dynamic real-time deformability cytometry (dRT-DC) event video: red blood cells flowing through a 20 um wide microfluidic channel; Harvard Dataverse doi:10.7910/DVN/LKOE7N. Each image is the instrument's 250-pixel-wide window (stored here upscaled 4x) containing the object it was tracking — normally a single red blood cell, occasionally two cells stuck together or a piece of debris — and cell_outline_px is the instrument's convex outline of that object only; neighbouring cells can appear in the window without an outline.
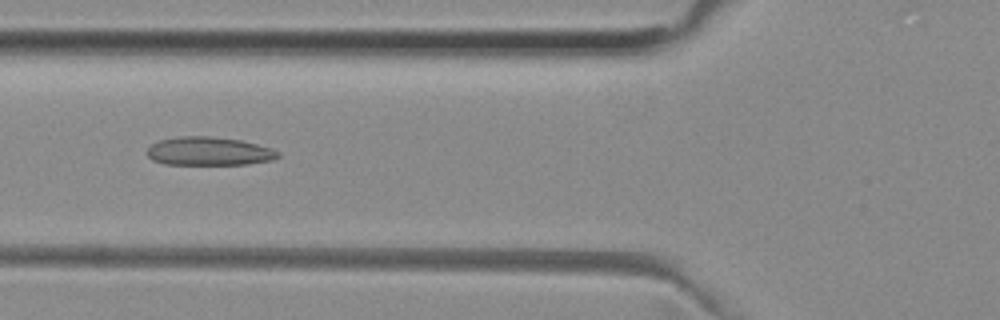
{"species": "common noctule bat (a hibernating species)", "species_latin": "Nyctalus noctula", "temperature_condition": "room temperature", "stored_images_in_passage": 36, "camera_frame_rate_fps": 3000, "um_per_image_px": 0.085, "animal": {"sex": "female", "body_mass_g": 29.2, "forearm_length_mm": 56.3}, "frame": {"image": 1, "passage_image": 13, "time_ms": 4.0, "image_size_px": [1000, 320], "cell_outline_px": [[280, 156], [272, 160], [248, 164], [164, 164], [152, 160], [144, 152], [152, 144], [160, 140], [180, 136], [212, 136], [240, 140], [272, 148], [280, 152]], "centroid_in_image_um": [17.75, 12.85], "position_along_channel_um": 108.0, "area_um2": 21.79}}
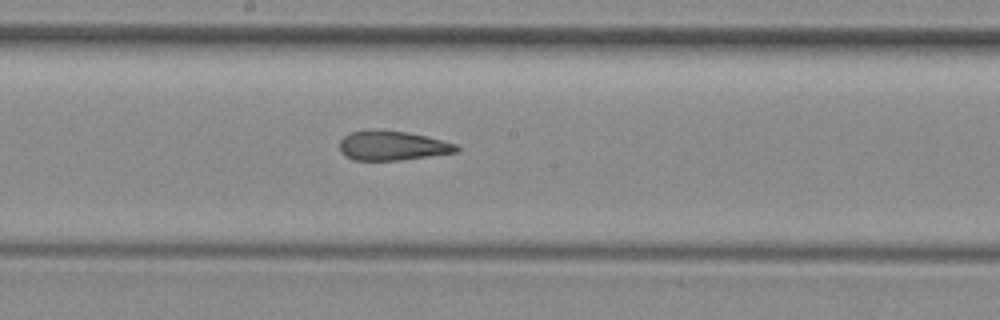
{"frame": {"image": 2, "passage_image": 21, "time_ms": 6.667, "image_size_px": [1000, 320], "cell_outline_px": [[460, 148], [456, 152], [400, 160], [352, 160], [344, 156], [340, 152], [340, 140], [344, 136], [352, 132], [408, 132], [428, 136], [460, 144]], "centroid_in_image_um": [33.41, 12.41], "position_along_channel_um": 214.8, "area_um2": 19.65}}
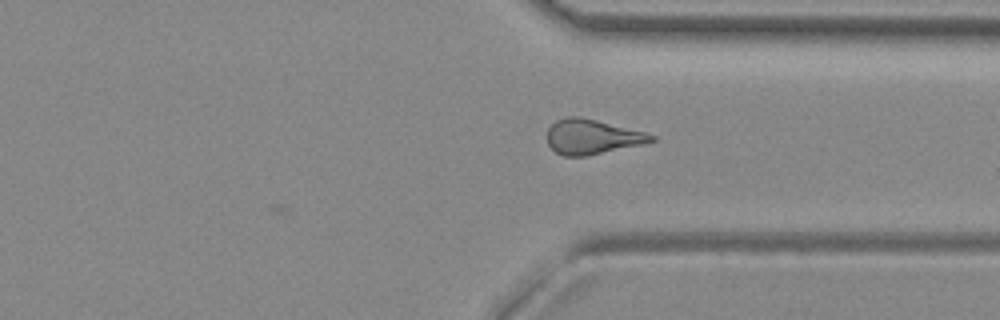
{"frame": {"image": 3, "passage_image": 32, "time_ms": 10.333, "image_size_px": [1000, 320], "cell_outline_px": [[656, 140], [648, 144], [584, 156], [564, 156], [556, 152], [548, 144], [548, 128], [556, 120], [564, 116], [580, 116], [644, 132], [656, 136]], "centroid_in_image_um": [50.35, 11.63], "position_along_channel_um": 361.0, "area_um2": 21.21}, "authors_computed_cell_mechanics": {"area_um2": 21.1548, "velocity_mm_per_s": 3.9989, "shape_relaxation_time_tau1_ms": null, "shape_relaxation_time_tau2_ms": 2.3798, "deformation_change_tau1": null, "deformation_change_tau2": 0.1193}}